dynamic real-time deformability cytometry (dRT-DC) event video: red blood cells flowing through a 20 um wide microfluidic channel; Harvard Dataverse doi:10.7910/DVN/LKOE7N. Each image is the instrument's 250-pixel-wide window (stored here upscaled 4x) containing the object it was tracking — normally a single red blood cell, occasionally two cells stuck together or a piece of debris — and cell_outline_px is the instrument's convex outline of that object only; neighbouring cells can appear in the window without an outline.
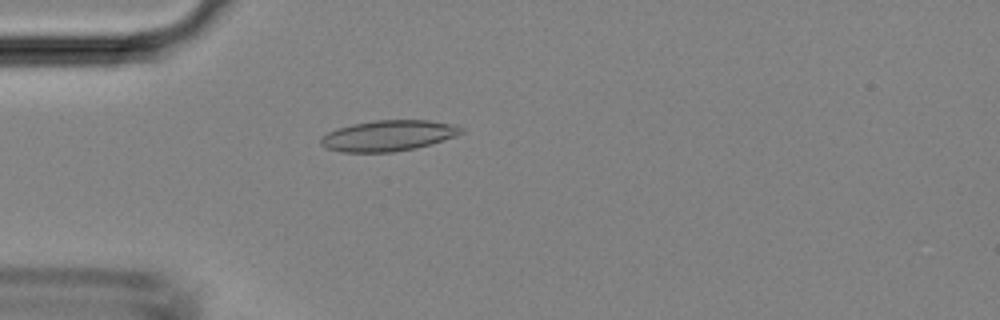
{"species": "Egyptian fruit bat (a non-hibernating species)", "species_latin": "Rousettus aegyptiacus", "temperature_condition": "room temperature", "stored_images_in_passage": 44, "camera_frame_rate_fps": 3000, "um_per_image_px": 0.085, "animal": {"sex": "female"}, "frame": {"image": 1, "passage_image": 12, "time_ms": 3.667, "image_size_px": [1000, 320], "cell_outline_px": [[464, 132], [456, 136], [432, 144], [416, 148], [392, 152], [340, 152], [324, 148], [320, 144], [320, 136], [328, 132], [352, 124], [376, 120], [428, 120], [452, 124], [464, 128]], "centroid_in_image_um": [33.0, 11.54], "position_along_channel_um": 52.0, "area_um2": 25.32}}
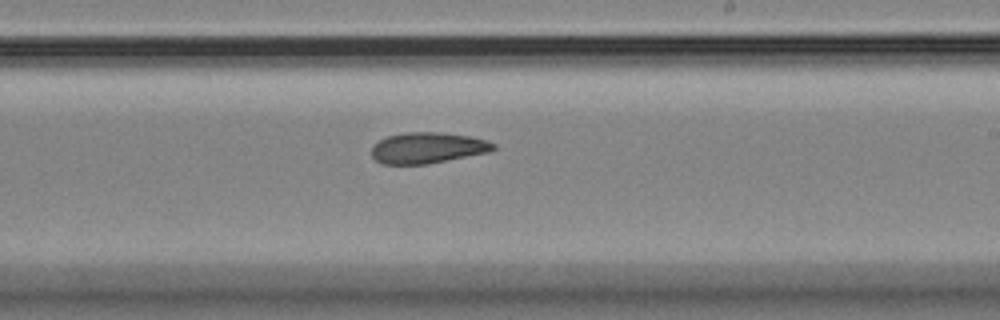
{"frame": {"image": 2, "passage_image": 26, "time_ms": 8.333, "image_size_px": [1000, 320], "cell_outline_px": [[496, 148], [492, 152], [428, 164], [380, 164], [372, 156], [372, 144], [388, 136], [404, 132], [440, 132], [472, 136], [488, 140], [496, 144]], "centroid_in_image_um": [36.39, 12.57], "position_along_channel_um": 252.6, "area_um2": 22.37}}
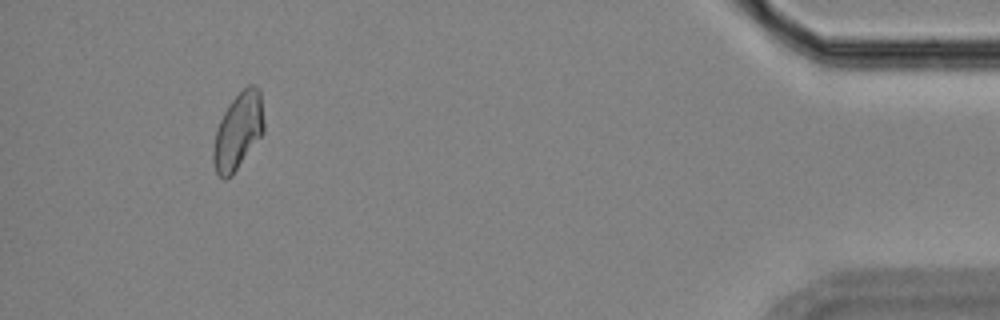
{"frame": {"image": 3, "passage_image": 41, "time_ms": 13.333, "image_size_px": [1000, 320], "cell_outline_px": [[264, 132], [232, 176], [224, 180], [216, 172], [212, 160], [212, 148], [216, 128], [228, 104], [248, 84], [256, 84], [260, 88], [264, 120]], "centroid_in_image_um": [20.24, 11.14], "position_along_channel_um": 415.0, "area_um2": 22.89}}